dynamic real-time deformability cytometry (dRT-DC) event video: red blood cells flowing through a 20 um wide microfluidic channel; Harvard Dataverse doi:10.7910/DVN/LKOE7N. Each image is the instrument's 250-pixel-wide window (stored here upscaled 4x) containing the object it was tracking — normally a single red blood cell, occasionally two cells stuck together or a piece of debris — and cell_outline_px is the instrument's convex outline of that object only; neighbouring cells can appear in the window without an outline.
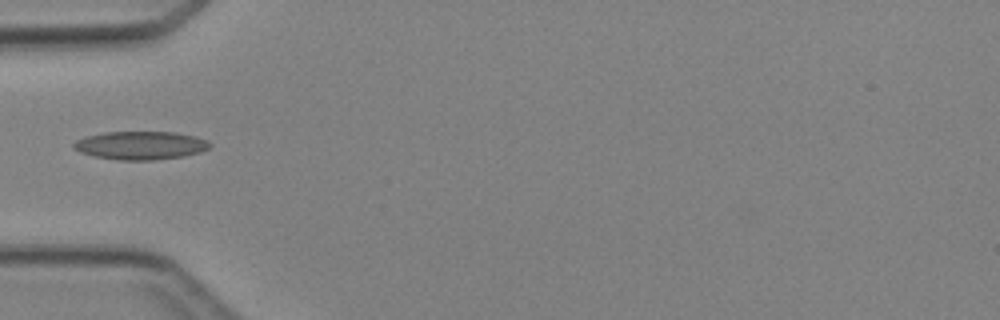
{"species": "Egyptian fruit bat (a non-hibernating species)", "species_latin": "Rousettus aegyptiacus", "temperature_condition": "cold", "stored_images_in_passage": 2, "camera_frame_rate_fps": 3000, "um_per_image_px": 0.085, "animal": {"sex": "female"}, "frame": {"image": 1, "passage_image": 2, "time_ms": 1.0, "image_size_px": [1000, 320], "cell_outline_px": [[212, 144], [208, 148], [200, 152], [184, 156], [152, 160], [116, 160], [92, 156], [80, 152], [72, 148], [72, 144], [76, 140], [84, 136], [104, 132], [176, 132], [196, 136], [208, 140]], "centroid_in_image_um": [11.92, 12.36], "position_along_channel_um": 73.1, "area_um2": 22.72}}